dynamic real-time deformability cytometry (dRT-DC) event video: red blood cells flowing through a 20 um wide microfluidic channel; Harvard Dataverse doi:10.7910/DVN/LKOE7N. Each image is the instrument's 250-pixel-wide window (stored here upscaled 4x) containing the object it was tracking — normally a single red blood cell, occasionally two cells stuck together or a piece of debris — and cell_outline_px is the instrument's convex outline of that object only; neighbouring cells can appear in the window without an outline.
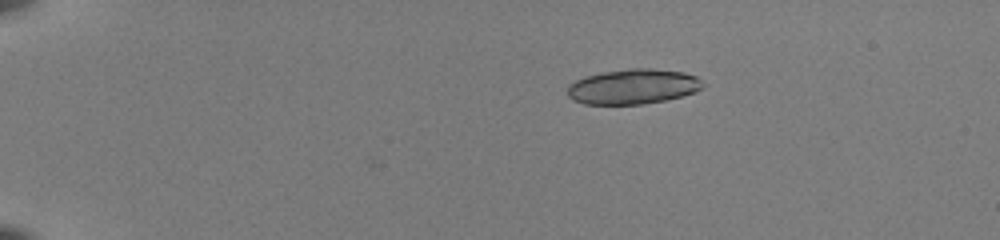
{"species": "common noctule bat (a hibernating species)", "species_latin": "Nyctalus noctula", "temperature_condition": "room temperature", "stored_images_in_passage": 2, "camera_frame_rate_fps": 3000, "um_per_image_px": 0.085, "animal": {"sex": "female", "body_mass_g": 22.0, "forearm_length_mm": 56.7}, "frame": {"image": 1, "passage_image": 2, "time_ms": 0.333, "image_size_px": [1000, 240], "cell_outline_px": [[704, 84], [696, 92], [664, 100], [640, 104], [584, 104], [572, 100], [568, 96], [568, 84], [584, 76], [604, 72], [628, 68], [652, 68], [684, 72], [696, 76]], "centroid_in_image_um": [53.78, 7.35], "position_along_channel_um": 31.2, "area_um2": 27.63}}